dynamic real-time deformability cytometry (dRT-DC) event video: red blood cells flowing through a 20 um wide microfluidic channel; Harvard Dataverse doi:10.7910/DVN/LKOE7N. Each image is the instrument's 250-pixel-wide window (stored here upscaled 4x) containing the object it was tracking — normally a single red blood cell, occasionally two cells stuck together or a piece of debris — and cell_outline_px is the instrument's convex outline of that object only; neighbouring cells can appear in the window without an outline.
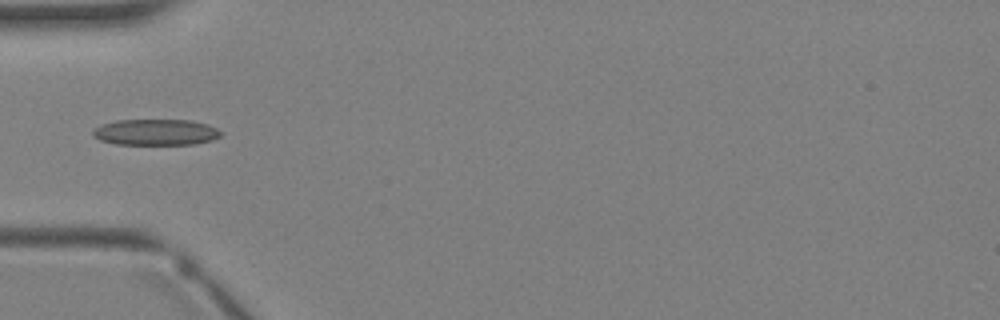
{"species": "Egyptian fruit bat (a non-hibernating species)", "species_latin": "Rousettus aegyptiacus", "temperature_condition": "warm", "stored_images_in_passage": 2, "camera_frame_rate_fps": 3000, "um_per_image_px": 0.085, "animal": {"sex": "female"}, "frame": {"image": 1, "passage_image": 2, "time_ms": 1.333, "image_size_px": [1000, 320], "cell_outline_px": [[220, 136], [212, 140], [196, 144], [116, 144], [100, 140], [92, 136], [92, 132], [100, 124], [116, 120], [192, 120], [208, 124], [216, 128], [220, 132]], "centroid_in_image_um": [13.22, 11.23], "position_along_channel_um": 71.8, "area_um2": 19.48}}